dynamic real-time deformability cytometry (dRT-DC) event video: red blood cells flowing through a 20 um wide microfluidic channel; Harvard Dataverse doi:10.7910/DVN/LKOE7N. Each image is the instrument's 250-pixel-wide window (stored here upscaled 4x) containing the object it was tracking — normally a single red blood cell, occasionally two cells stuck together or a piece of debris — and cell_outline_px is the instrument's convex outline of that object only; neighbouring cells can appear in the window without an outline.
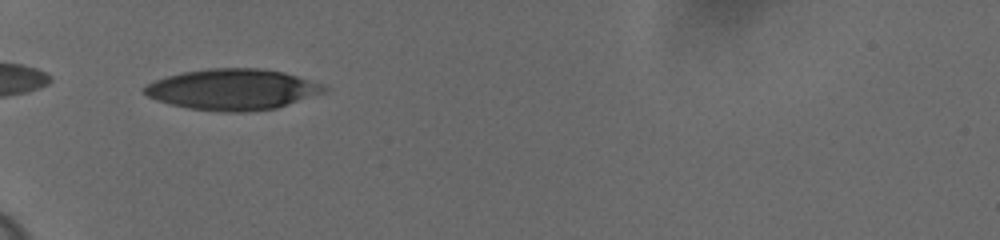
{"species": "human", "species_latin": "Homo sapiens", "temperature_condition": "cold", "stored_images_in_passage": 38, "camera_frame_rate_fps": 3000, "um_per_image_px": 0.085, "donor": {"sex": "female"}, "frame": {"image": 1, "passage_image": 1, "time_ms": 0.0, "image_size_px": [1000, 240], "cell_outline_px": [[328, 92], [276, 108], [248, 112], [224, 112], [188, 108], [156, 100], [148, 96], [144, 92], [144, 88], [148, 84], [156, 80], [168, 76], [184, 72], [208, 68], [260, 68], [284, 72], [324, 84], [328, 88]], "centroid_in_image_um": [19.84, 7.6], "position_along_channel_um": 65.2, "area_um2": 42.89}}
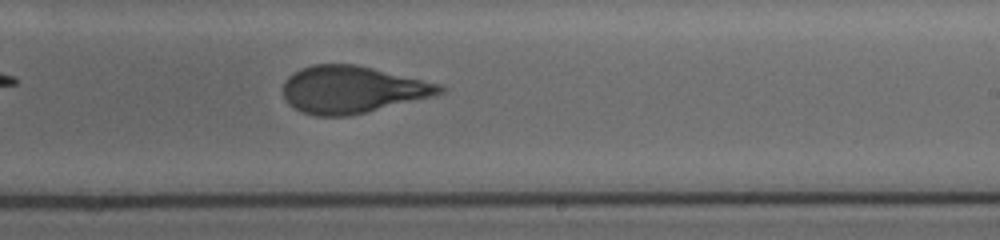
{"frame": {"image": 2, "passage_image": 18, "time_ms": 5.667, "image_size_px": [1000, 240], "cell_outline_px": [[448, 88], [444, 92], [432, 96], [348, 116], [316, 116], [304, 112], [288, 104], [284, 96], [284, 84], [288, 76], [292, 72], [300, 68], [312, 64], [356, 64], [440, 84]], "centroid_in_image_um": [29.92, 7.6], "position_along_channel_um": 259.1, "area_um2": 42.71}}
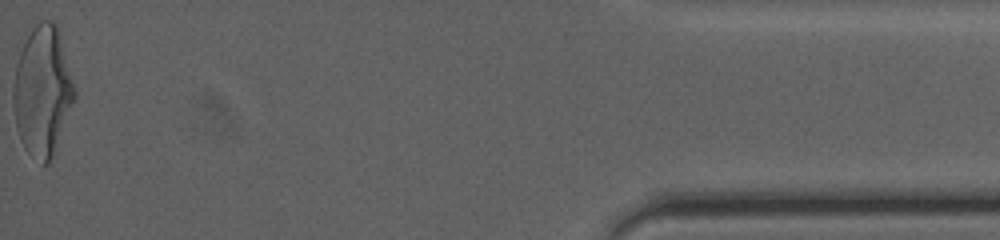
{"frame": {"image": 3, "passage_image": 38, "time_ms": 12.333, "image_size_px": [1000, 240], "cell_outline_px": [[76, 96], [52, 156], [48, 164], [44, 164], [28, 152], [24, 148], [20, 140], [16, 128], [12, 104], [12, 88], [16, 64], [20, 52], [32, 28], [40, 20], [56, 20], [60, 28], [76, 92]], "centroid_in_image_um": [3.61, 7.68], "position_along_channel_um": 431.6, "area_um2": 46.53}, "authors_computed_cell_mechanics": {"area_um2": 43.639, "velocity_mm_per_s": 3.6307, "shape_relaxation_time_tau1_ms": 4.861, "shape_relaxation_time_tau2_ms": 1.1432, "deformation_change_tau1": 0.1869, "deformation_change_tau2": 0.0958}}